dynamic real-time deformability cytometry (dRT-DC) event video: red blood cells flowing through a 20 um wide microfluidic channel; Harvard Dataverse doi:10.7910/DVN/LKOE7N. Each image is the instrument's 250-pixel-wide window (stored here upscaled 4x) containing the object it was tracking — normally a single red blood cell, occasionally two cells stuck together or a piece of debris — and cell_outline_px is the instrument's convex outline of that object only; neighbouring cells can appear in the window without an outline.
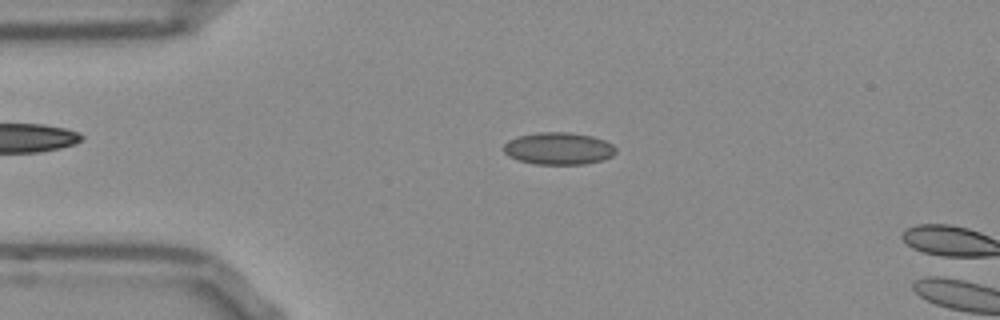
{"species": "Egyptian fruit bat (a non-hibernating species)", "species_latin": "Rousettus aegyptiacus", "temperature_condition": "room temperature", "stored_images_in_passage": 14, "camera_frame_rate_fps": 3000, "um_per_image_px": 0.085, "frame": {"image": 1, "passage_image": 12, "time_ms": 3.667, "image_size_px": [1000, 320], "cell_outline_px": [[616, 152], [612, 156], [604, 160], [584, 164], [536, 164], [520, 160], [508, 156], [504, 152], [504, 144], [508, 140], [516, 136], [540, 132], [568, 132], [592, 136], [604, 140], [612, 144], [616, 148]], "centroid_in_image_um": [47.48, 12.62], "position_along_channel_um": 37.5, "area_um2": 21.1}}